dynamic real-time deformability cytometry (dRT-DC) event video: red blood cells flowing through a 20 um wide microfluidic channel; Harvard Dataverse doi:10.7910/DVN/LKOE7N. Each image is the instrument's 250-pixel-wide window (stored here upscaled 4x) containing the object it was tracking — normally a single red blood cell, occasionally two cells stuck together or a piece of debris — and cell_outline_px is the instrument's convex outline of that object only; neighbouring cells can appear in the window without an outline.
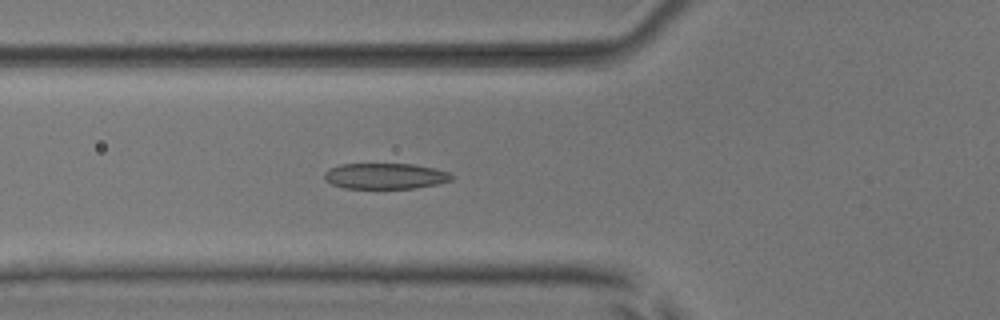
{"species": "common noctule bat (a hibernating species)", "species_latin": "Nyctalus noctula", "temperature_condition": "room temperature", "stored_images_in_passage": 40, "camera_frame_rate_fps": 3000, "um_per_image_px": 0.085, "animal": {"sex": "male", "body_mass_g": 17.9, "forearm_length_mm": 54.2}, "frame": {"image": 1, "passage_image": 7, "time_ms": 2.0, "image_size_px": [1000, 320], "cell_outline_px": [[456, 176], [452, 180], [436, 184], [412, 188], [344, 188], [332, 184], [324, 176], [324, 172], [340, 164], [412, 164], [432, 168], [448, 172]], "centroid_in_image_um": [32.77, 14.96], "position_along_channel_um": 93.0, "area_um2": 18.9}}
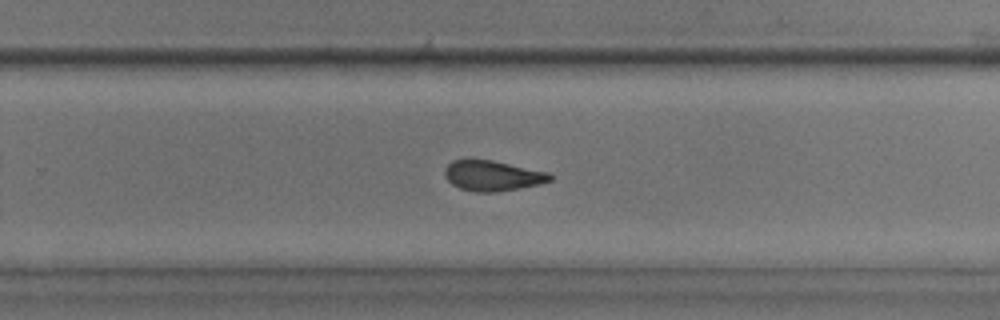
{"frame": {"image": 2, "passage_image": 22, "time_ms": 7.0, "image_size_px": [1000, 320], "cell_outline_px": [[552, 180], [540, 184], [520, 188], [496, 192], [476, 192], [460, 188], [452, 184], [444, 176], [444, 168], [452, 160], [492, 160], [548, 172], [552, 176]], "centroid_in_image_um": [41.86, 14.94], "position_along_channel_um": 287.9, "area_um2": 18.55}}
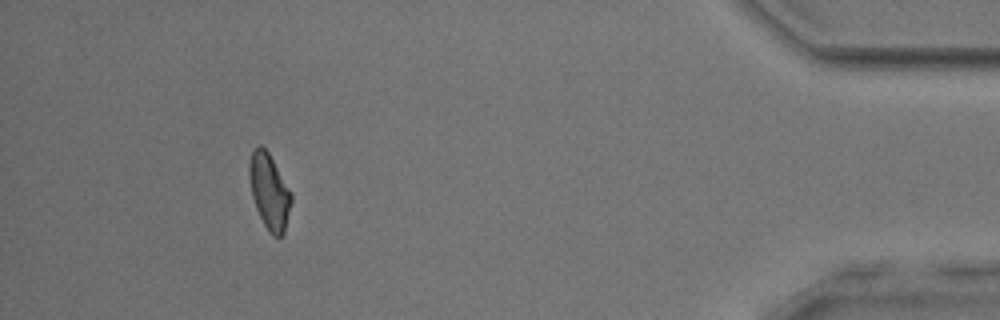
{"frame": {"image": 3, "passage_image": 36, "time_ms": 11.667, "image_size_px": [1000, 320], "cell_outline_px": [[292, 200], [284, 232], [280, 240], [272, 236], [268, 232], [256, 208], [252, 196], [248, 176], [248, 164], [252, 148], [260, 144], [268, 152], [292, 192]], "centroid_in_image_um": [22.88, 16.27], "position_along_channel_um": 412.3, "area_um2": 18.79}, "authors_computed_cell_mechanics": {"area_um2": 19.0451, "velocity_mm_per_s": 3.9061, "shape_relaxation_time_tau1_ms": 3.4998, "shape_relaxation_time_tau2_ms": 1.4956, "deformation_change_tau1": 0.1434, "deformation_change_tau2": 0.0929}}